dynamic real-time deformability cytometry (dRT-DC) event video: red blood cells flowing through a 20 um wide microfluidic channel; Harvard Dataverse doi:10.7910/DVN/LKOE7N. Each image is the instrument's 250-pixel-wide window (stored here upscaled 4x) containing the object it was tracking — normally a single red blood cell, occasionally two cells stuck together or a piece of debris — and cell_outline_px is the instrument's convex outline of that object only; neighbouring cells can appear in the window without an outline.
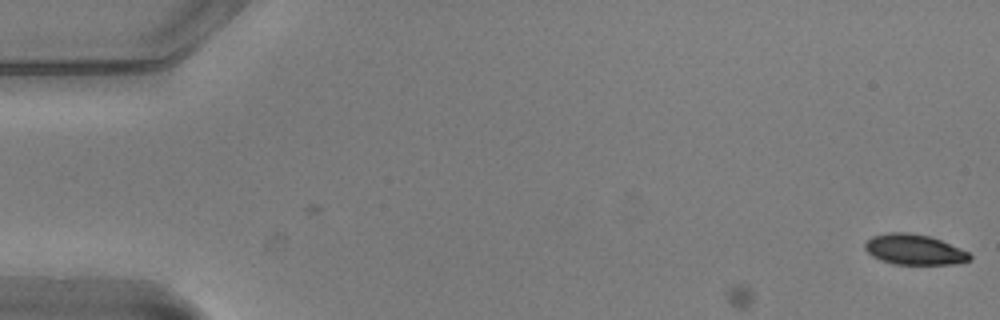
{"species": "common noctule bat (a hibernating species)", "species_latin": "Nyctalus noctula", "temperature_condition": "warm", "stored_images_in_passage": 6, "camera_frame_rate_fps": 3000, "um_per_image_px": 0.085, "animal": {"sex": "male", "body_mass_g": 20.5, "forearm_length_mm": 52.5}, "frame": {"image": 1, "passage_image": 6, "time_ms": 1.667, "image_size_px": [1000, 320], "cell_outline_px": [[972, 260], [956, 264], [892, 264], [880, 260], [872, 256], [864, 248], [864, 244], [872, 236], [888, 232], [908, 232], [928, 236], [940, 240], [960, 248], [968, 252], [972, 256]], "centroid_in_image_um": [77.71, 21.22], "position_along_channel_um": 7.3, "area_um2": 18.61}}